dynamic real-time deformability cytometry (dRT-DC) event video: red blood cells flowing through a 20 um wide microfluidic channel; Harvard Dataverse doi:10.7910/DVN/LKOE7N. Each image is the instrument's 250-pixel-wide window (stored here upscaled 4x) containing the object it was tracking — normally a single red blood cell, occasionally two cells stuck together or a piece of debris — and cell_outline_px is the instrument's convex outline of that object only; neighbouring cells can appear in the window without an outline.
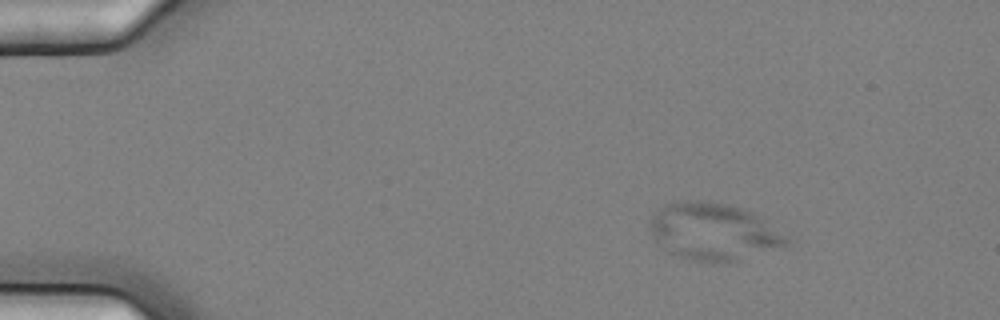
{"species": "common noctule bat (a hibernating species)", "species_latin": "Nyctalus noctula", "temperature_condition": "cold", "stored_images_in_passage": 6, "camera_frame_rate_fps": 3000, "um_per_image_px": 0.085, "animal": {"sex": "female", "body_mass_g": 25.1}, "frame": {"image": 1, "passage_image": 3, "time_ms": 0.667, "image_size_px": [1000, 320], "cell_outline_px": [[788, 244], [728, 264], [692, 260], [676, 256], [668, 252], [656, 240], [648, 228], [648, 224], [652, 216], [664, 204], [680, 200], [708, 200], [740, 208], [768, 216], [788, 240]], "centroid_in_image_um": [60.66, 19.68], "position_along_channel_um": 24.3, "area_um2": 46.24}}
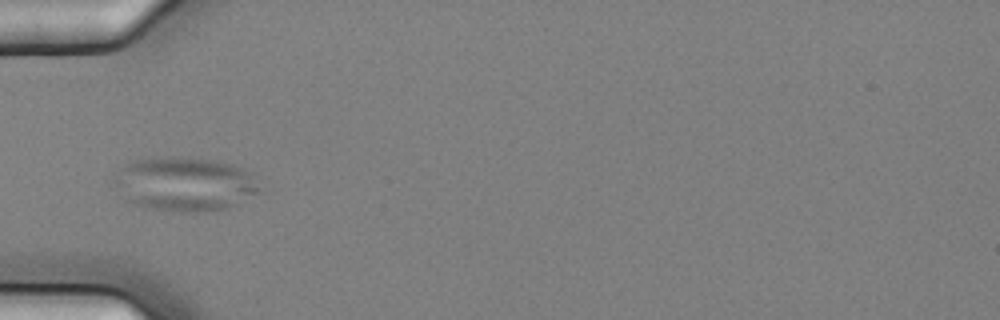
{"frame": {"image": 2, "passage_image": 6, "time_ms": 1.667, "image_size_px": [1000, 320], "cell_outline_px": [[264, 192], [224, 208], [204, 212], [164, 212], [144, 208], [128, 200], [112, 180], [132, 160], [152, 156], [180, 156], [220, 160], [244, 168], [252, 172], [264, 188]], "centroid_in_image_um": [15.8, 15.63], "position_along_channel_um": 69.2, "area_um2": 46.82}}